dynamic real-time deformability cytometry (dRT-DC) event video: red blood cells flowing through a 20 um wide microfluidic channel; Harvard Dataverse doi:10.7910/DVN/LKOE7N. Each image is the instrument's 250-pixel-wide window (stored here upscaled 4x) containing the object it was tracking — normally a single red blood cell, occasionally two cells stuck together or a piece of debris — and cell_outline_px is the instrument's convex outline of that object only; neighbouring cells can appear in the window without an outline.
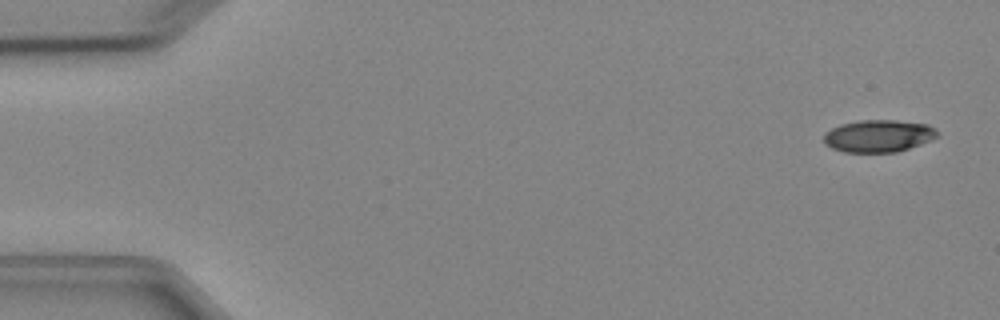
{"species": "Egyptian fruit bat (a non-hibernating species)", "species_latin": "Rousettus aegyptiacus", "temperature_condition": "cold", "stored_images_in_passage": 4, "camera_frame_rate_fps": 3000, "um_per_image_px": 0.085, "animal": {"sex": "female"}, "frame": {"image": 1, "passage_image": 1, "time_ms": 0.0, "image_size_px": [1000, 320], "cell_outline_px": [[940, 132], [936, 136], [920, 144], [896, 152], [844, 152], [832, 148], [824, 144], [824, 132], [840, 124], [860, 120], [896, 120], [928, 124], [936, 128]], "centroid_in_image_um": [74.65, 11.54], "position_along_channel_um": 10.4, "area_um2": 21.39}}